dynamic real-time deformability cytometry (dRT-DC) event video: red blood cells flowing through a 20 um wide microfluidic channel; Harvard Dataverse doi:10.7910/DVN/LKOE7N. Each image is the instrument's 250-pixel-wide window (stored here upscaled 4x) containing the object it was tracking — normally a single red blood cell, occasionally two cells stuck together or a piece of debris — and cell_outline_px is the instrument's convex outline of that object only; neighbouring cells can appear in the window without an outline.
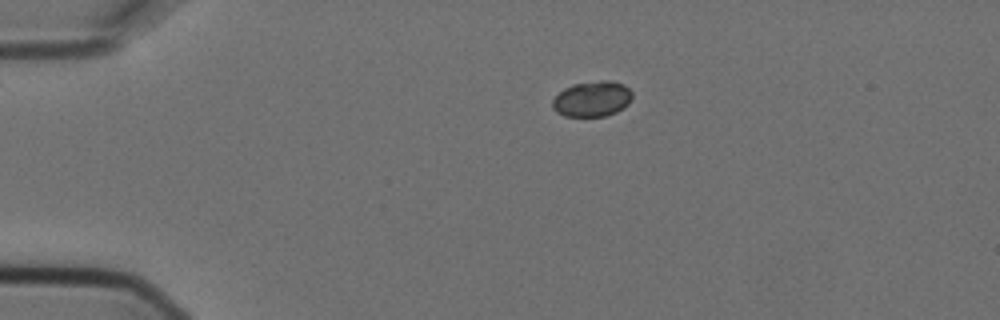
{"species": "Egyptian fruit bat (a non-hibernating species)", "species_latin": "Rousettus aegyptiacus", "temperature_condition": "cold", "stored_images_in_passage": 4, "camera_frame_rate_fps": 3000, "um_per_image_px": 0.085, "animal": {"sex": "female"}, "frame": {"image": 1, "passage_image": 1, "time_ms": 0.0, "image_size_px": [1000, 320], "cell_outline_px": [[632, 96], [628, 104], [624, 108], [616, 112], [604, 116], [564, 116], [556, 112], [552, 108], [552, 100], [564, 88], [572, 84], [604, 80], [612, 80], [624, 84], [632, 92]], "centroid_in_image_um": [50.34, 8.4], "position_along_channel_um": 34.7, "area_um2": 16.59}}
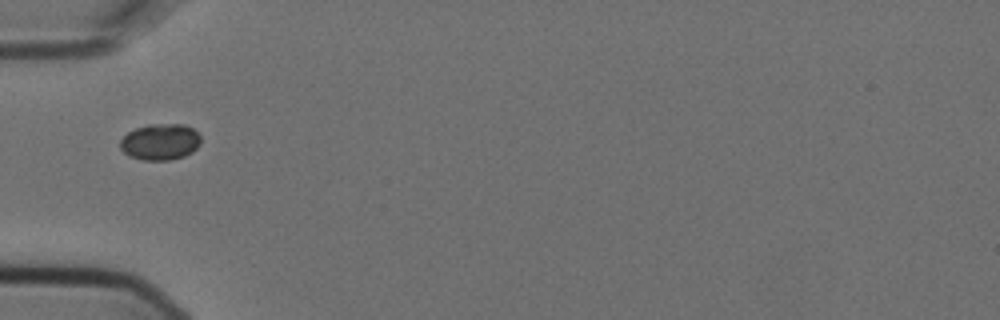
{"frame": {"image": 2, "passage_image": 3, "time_ms": 0.667, "image_size_px": [1000, 320], "cell_outline_px": [[200, 144], [192, 152], [184, 156], [168, 160], [144, 160], [132, 156], [124, 152], [120, 148], [120, 140], [128, 132], [136, 128], [148, 124], [184, 124], [192, 128], [200, 136]], "centroid_in_image_um": [13.63, 12.05], "position_along_channel_um": 71.4, "area_um2": 16.94}}
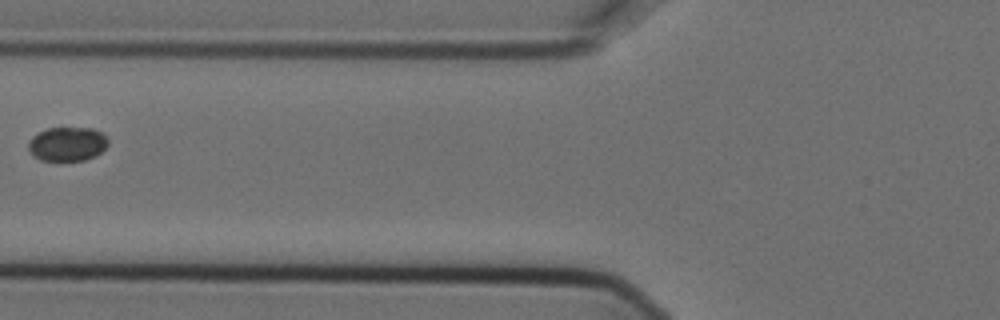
{"frame": {"image": 3, "passage_image": 4, "time_ms": 1.0, "image_size_px": [1000, 320], "cell_outline_px": [[108, 144], [96, 156], [84, 160], [40, 160], [28, 148], [28, 140], [32, 136], [48, 128], [92, 128], [100, 132], [108, 140]], "centroid_in_image_um": [5.72, 12.23], "position_along_channel_um": 120.1, "area_um2": 15.61}}